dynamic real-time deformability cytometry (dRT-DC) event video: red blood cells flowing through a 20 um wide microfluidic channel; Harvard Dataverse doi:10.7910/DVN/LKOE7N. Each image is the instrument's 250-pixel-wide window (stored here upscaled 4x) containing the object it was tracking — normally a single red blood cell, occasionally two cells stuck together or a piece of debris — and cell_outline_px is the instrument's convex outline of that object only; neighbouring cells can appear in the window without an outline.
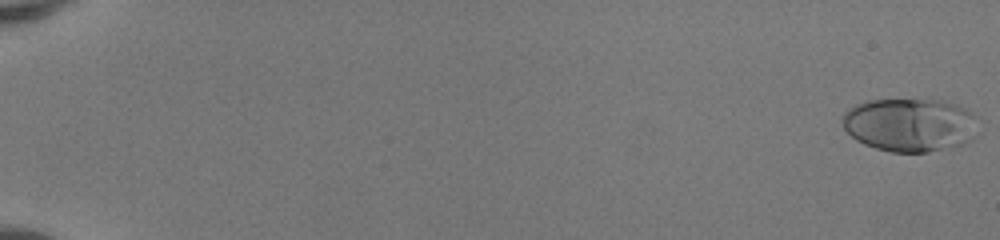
{"species": "human", "species_latin": "Homo sapiens", "temperature_condition": "room temperature", "stored_images_in_passage": 52, "camera_frame_rate_fps": 3000, "um_per_image_px": 0.085, "donor": {"sex": "female"}, "frame": {"image": 1, "passage_image": 1, "time_ms": 0.0, "image_size_px": [1000, 240], "cell_outline_px": [[980, 116], [972, 140], [964, 144], [928, 152], [892, 152], [876, 148], [864, 144], [856, 140], [844, 128], [844, 112], [848, 108], [856, 104], [868, 100], [944, 100], [968, 108]], "centroid_in_image_um": [77.41, 10.6], "position_along_channel_um": 7.6, "area_um2": 42.66}}
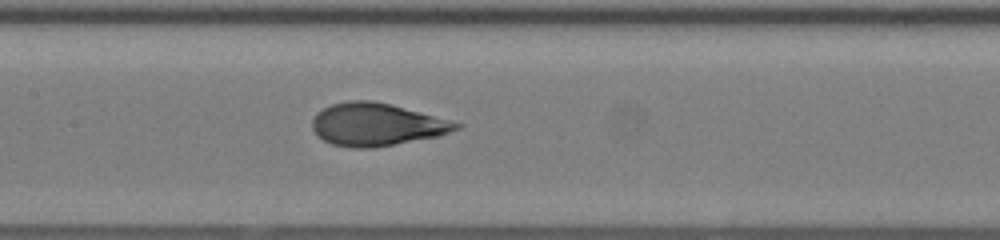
{"frame": {"image": 2, "passage_image": 28, "time_ms": 9.0, "image_size_px": [1000, 240], "cell_outline_px": [[464, 124], [460, 128], [440, 136], [372, 148], [352, 148], [332, 144], [324, 140], [312, 128], [312, 120], [316, 112], [332, 104], [348, 100], [372, 100], [392, 104]], "centroid_in_image_um": [32.02, 10.57], "position_along_channel_um": 175.4, "area_um2": 35.78}}
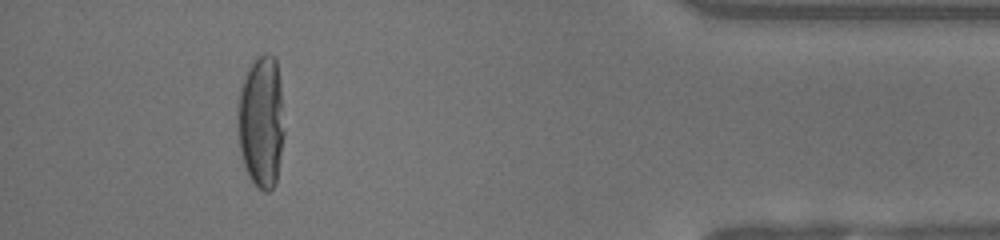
{"frame": {"image": 3, "passage_image": 48, "time_ms": 15.667, "image_size_px": [1000, 240], "cell_outline_px": [[284, 132], [276, 180], [272, 188], [268, 192], [264, 192], [248, 176], [240, 152], [236, 124], [236, 116], [240, 88], [252, 64], [264, 52], [276, 56], [280, 80]], "centroid_in_image_um": [22.2, 10.33], "position_along_channel_um": 413.0, "area_um2": 35.84}, "authors_computed_cell_mechanics": {"area_um2": 35.8071, "velocity_mm_per_s": 4.181, "shape_relaxation_time_tau1_ms": 6.3489, "shape_relaxation_time_tau2_ms": null, "deformation_change_tau1": 0.3012, "deformation_change_tau2": null}}